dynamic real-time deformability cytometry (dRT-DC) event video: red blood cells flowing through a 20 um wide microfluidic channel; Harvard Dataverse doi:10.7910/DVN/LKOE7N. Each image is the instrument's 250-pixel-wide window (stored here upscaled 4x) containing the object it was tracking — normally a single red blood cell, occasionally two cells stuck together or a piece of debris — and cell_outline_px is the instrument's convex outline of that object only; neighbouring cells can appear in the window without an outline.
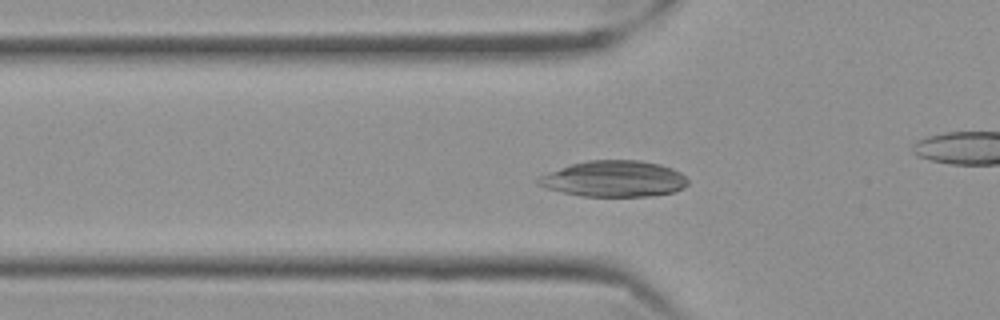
{"species": "Egyptian fruit bat (a non-hibernating species)", "species_latin": "Rousettus aegyptiacus", "temperature_condition": "cold", "stored_images_in_passage": 57, "camera_frame_rate_fps": 3000, "um_per_image_px": 0.085, "frame": {"image": 1, "passage_image": 18, "time_ms": 5.667, "image_size_px": [1000, 320], "cell_outline_px": [[688, 184], [684, 188], [672, 192], [652, 196], [584, 196], [564, 192], [548, 188], [536, 184], [536, 180], [540, 176], [548, 172], [572, 164], [588, 160], [640, 160], [660, 164], [672, 168], [680, 172], [688, 180]], "centroid_in_image_um": [52.22, 15.19], "position_along_channel_um": 73.6, "area_um2": 31.33}}
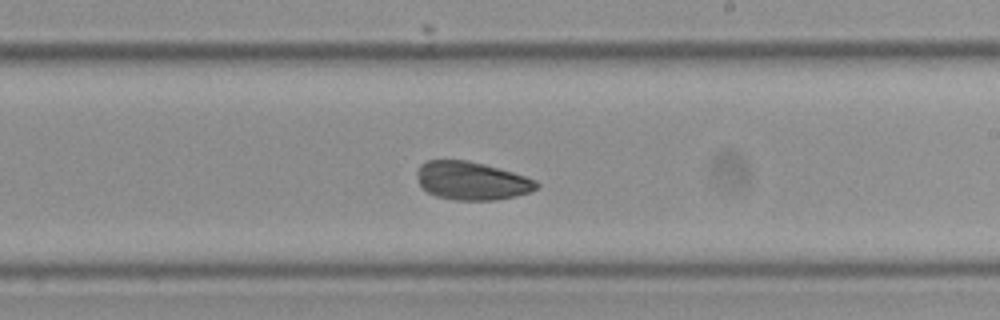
{"frame": {"image": 2, "passage_image": 33, "time_ms": 10.667, "image_size_px": [1000, 320], "cell_outline_px": [[540, 188], [516, 196], [496, 200], [452, 200], [436, 196], [428, 192], [420, 184], [416, 176], [416, 172], [420, 164], [428, 160], [468, 160], [484, 164], [512, 172], [536, 180], [540, 184]], "centroid_in_image_um": [40.09, 15.37], "position_along_channel_um": 248.9, "area_um2": 26.7}}
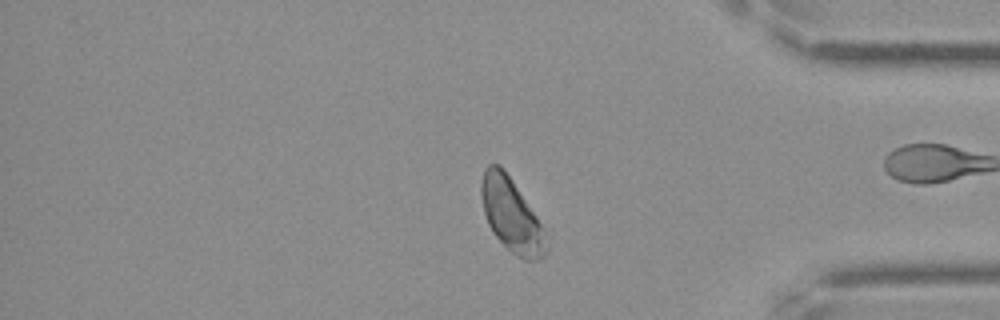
{"frame": {"image": 3, "passage_image": 47, "time_ms": 15.333, "image_size_px": [1000, 320], "cell_outline_px": [[548, 248], [544, 256], [536, 260], [524, 260], [516, 256], [492, 232], [488, 224], [484, 212], [480, 196], [480, 180], [484, 168], [488, 164], [500, 164], [504, 168], [544, 228], [548, 244]], "centroid_in_image_um": [43.45, 18.27], "position_along_channel_um": 391.7, "area_um2": 27.86}, "authors_computed_cell_mechanics": {"area_um2": 28.4376, "velocity_mm_per_s": 3.4916, "shape_relaxation_time_tau1_ms": 9.1644, "shape_relaxation_time_tau2_ms": 5.3632, "deformation_change_tau1": 0.1901, "deformation_change_tau2": 0.08}}